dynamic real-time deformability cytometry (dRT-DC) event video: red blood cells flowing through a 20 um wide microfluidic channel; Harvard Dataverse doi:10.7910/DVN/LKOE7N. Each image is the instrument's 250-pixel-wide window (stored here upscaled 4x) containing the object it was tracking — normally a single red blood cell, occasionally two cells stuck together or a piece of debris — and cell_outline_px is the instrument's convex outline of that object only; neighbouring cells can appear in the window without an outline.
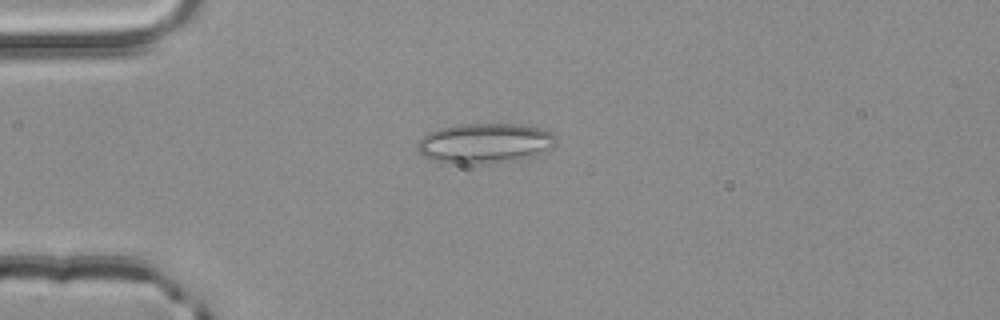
{"species": "common noctule bat (a hibernating species)", "species_latin": "Nyctalus noctula", "temperature_condition": "room temperature", "stored_images_in_passage": 36, "camera_frame_rate_fps": 3000, "um_per_image_px": 0.085, "animal": {"sex": "male", "body_mass_g": 20.4}, "frame": {"image": 1, "passage_image": 2, "time_ms": 0.333, "image_size_px": [1000, 320], "cell_outline_px": [[556, 144], [532, 156], [512, 160], [480, 164], [460, 164], [432, 160], [424, 156], [416, 148], [416, 140], [428, 132], [440, 128], [456, 124], [520, 124], [540, 128], [552, 132], [556, 136]], "centroid_in_image_um": [41.15, 12.16], "position_along_channel_um": 43.8, "area_um2": 32.37}}
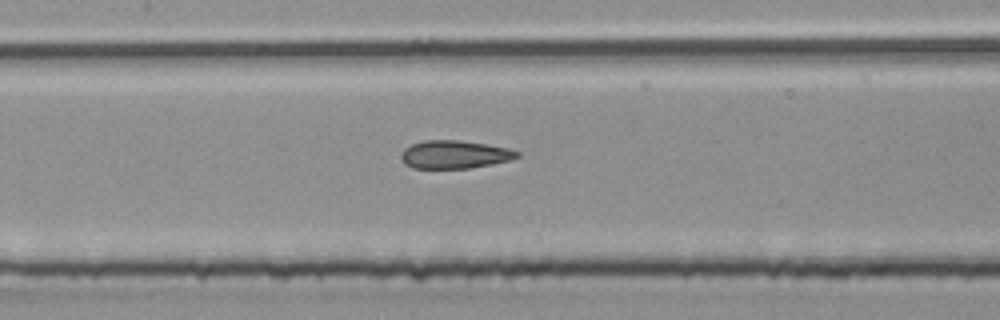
{"frame": {"image": 2, "passage_image": 13, "time_ms": 4.0, "image_size_px": [1000, 320], "cell_outline_px": [[520, 156], [512, 160], [492, 164], [468, 168], [412, 168], [404, 164], [400, 156], [400, 152], [404, 148], [412, 144], [424, 140], [460, 140], [488, 144], [508, 148], [520, 152]], "centroid_in_image_um": [38.64, 13.13], "position_along_channel_um": 168.8, "area_um2": 19.19}}
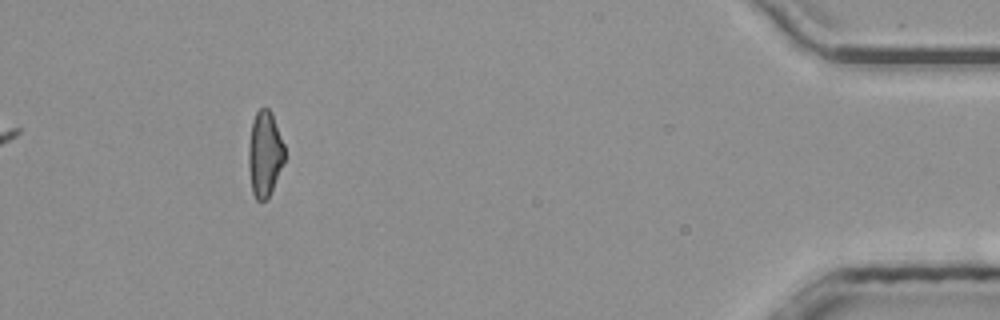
{"frame": {"image": 3, "passage_image": 36, "time_ms": 11.667, "image_size_px": [1000, 320], "cell_outline_px": [[284, 160], [268, 200], [260, 204], [256, 200], [252, 192], [248, 164], [248, 144], [252, 120], [256, 112], [264, 104], [272, 112], [284, 144]], "centroid_in_image_um": [22.48, 13.08], "position_along_channel_um": 412.7, "area_um2": 18.38}, "authors_computed_cell_mechanics": {"area_um2": 19.1318, "velocity_mm_per_s": 4.0447, "shape_relaxation_time_tau1_ms": null, "shape_relaxation_time_tau2_ms": 1.8379, "deformation_change_tau1": null, "deformation_change_tau2": 0.1189}}